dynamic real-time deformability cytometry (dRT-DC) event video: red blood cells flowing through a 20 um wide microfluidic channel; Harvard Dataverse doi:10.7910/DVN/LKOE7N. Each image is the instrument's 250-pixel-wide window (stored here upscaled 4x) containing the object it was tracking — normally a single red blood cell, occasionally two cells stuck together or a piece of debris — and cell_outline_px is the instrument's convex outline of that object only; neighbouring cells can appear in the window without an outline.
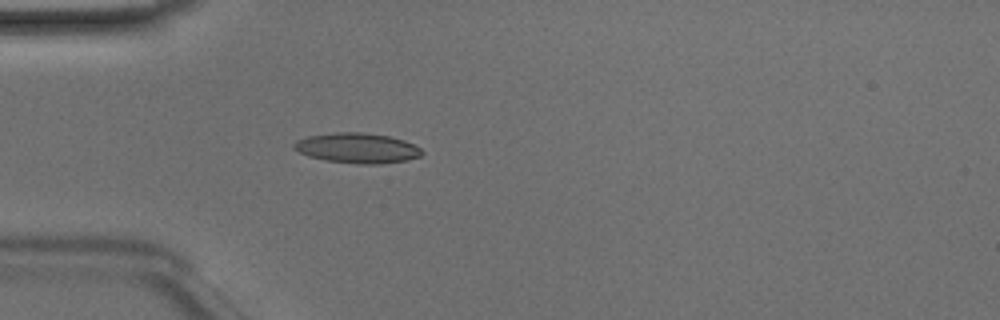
{"species": "Egyptian fruit bat (a non-hibernating species)", "species_latin": "Rousettus aegyptiacus", "temperature_condition": "room temperature", "stored_images_in_passage": 41, "camera_frame_rate_fps": 3000, "um_per_image_px": 0.085, "animal": {"sex": "male"}, "frame": {"image": 1, "passage_image": 7, "time_ms": 2.0, "image_size_px": [1000, 320], "cell_outline_px": [[424, 152], [420, 156], [404, 160], [380, 164], [360, 164], [328, 160], [308, 156], [292, 148], [292, 144], [296, 140], [308, 136], [336, 132], [360, 132], [388, 136], [404, 140], [420, 148]], "centroid_in_image_um": [30.34, 12.58], "position_along_channel_um": 54.7, "area_um2": 22.25}}
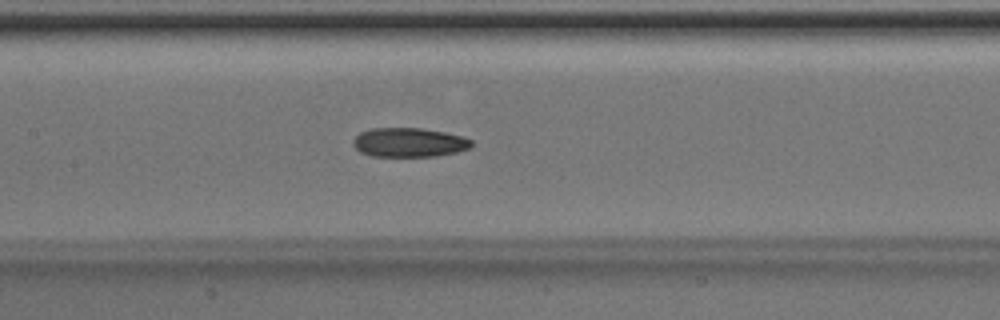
{"frame": {"image": 2, "passage_image": 16, "time_ms": 5.0, "image_size_px": [1000, 320], "cell_outline_px": [[472, 148], [456, 152], [436, 156], [372, 156], [360, 152], [352, 144], [352, 140], [360, 132], [372, 128], [420, 128], [444, 132], [464, 136], [472, 140]], "centroid_in_image_um": [34.78, 12.1], "position_along_channel_um": 172.6, "area_um2": 20.23}}
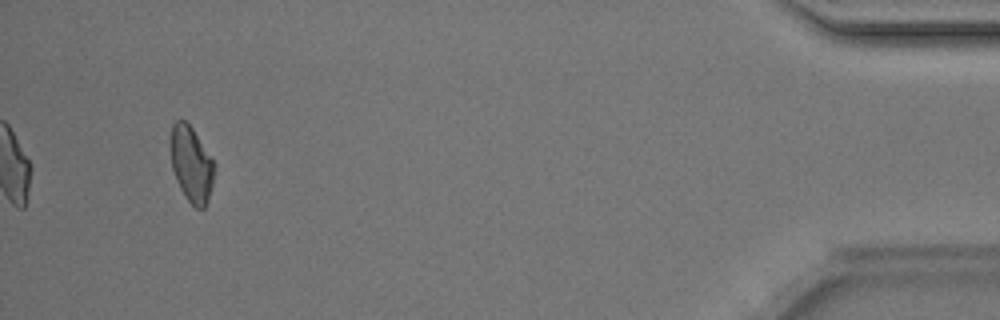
{"frame": {"image": 3, "passage_image": 39, "time_ms": 12.667, "image_size_px": [1000, 320], "cell_outline_px": [[216, 168], [212, 184], [204, 208], [196, 208], [188, 200], [180, 188], [176, 180], [172, 168], [168, 144], [168, 140], [172, 124], [176, 120], [184, 120], [192, 128], [216, 164]], "centroid_in_image_um": [16.23, 13.9], "position_along_channel_um": 419.0, "area_um2": 19.54}, "authors_computed_cell_mechanics": {"area_um2": 20.1722, "velocity_mm_per_s": 4.1574, "shape_relaxation_time_tau1_ms": 4.8214, "shape_relaxation_time_tau2_ms": 6.8434, "deformation_change_tau1": 0.1197, "deformation_change_tau2": 0.1577}}